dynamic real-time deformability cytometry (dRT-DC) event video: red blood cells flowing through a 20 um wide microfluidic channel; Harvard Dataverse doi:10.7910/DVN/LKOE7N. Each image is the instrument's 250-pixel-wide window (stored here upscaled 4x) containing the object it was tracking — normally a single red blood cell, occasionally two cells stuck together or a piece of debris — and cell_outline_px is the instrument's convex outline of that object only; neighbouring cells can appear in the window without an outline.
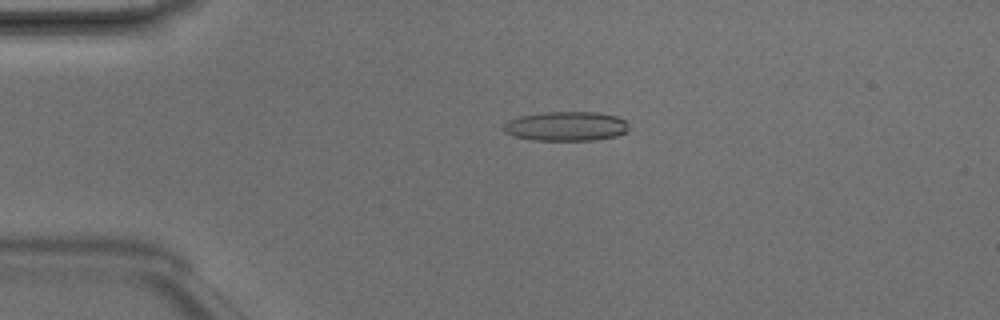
{"species": "Egyptian fruit bat (a non-hibernating species)", "species_latin": "Rousettus aegyptiacus", "temperature_condition": "room temperature", "stored_images_in_passage": 6, "camera_frame_rate_fps": 3000, "um_per_image_px": 0.085, "animal": {"sex": "male"}, "frame": {"image": 1, "passage_image": 4, "time_ms": 1.0, "image_size_px": [1000, 320], "cell_outline_px": [[628, 132], [616, 136], [596, 140], [532, 140], [512, 136], [504, 132], [504, 124], [508, 120], [520, 116], [544, 112], [600, 112], [616, 116], [624, 120], [628, 124]], "centroid_in_image_um": [48.12, 10.73], "position_along_channel_um": 36.9, "area_um2": 21.62}}